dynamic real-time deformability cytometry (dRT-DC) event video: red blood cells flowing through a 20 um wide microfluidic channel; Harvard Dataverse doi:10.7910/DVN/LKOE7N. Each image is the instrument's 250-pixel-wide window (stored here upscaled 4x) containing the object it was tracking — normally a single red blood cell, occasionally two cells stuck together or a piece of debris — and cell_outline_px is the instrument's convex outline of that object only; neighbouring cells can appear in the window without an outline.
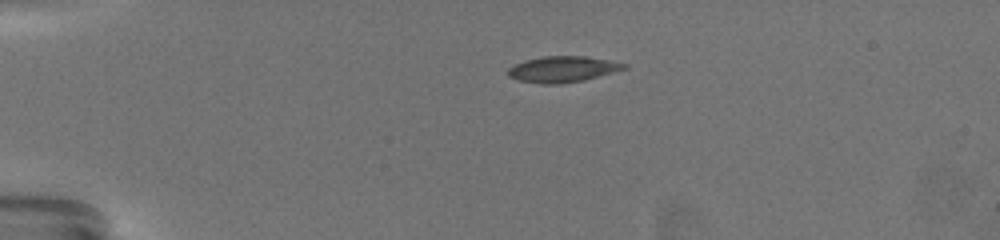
{"species": "common noctule bat (a hibernating species)", "species_latin": "Nyctalus noctula", "temperature_condition": "warm", "stored_images_in_passage": 48, "camera_frame_rate_fps": 3000, "um_per_image_px": 0.085, "animal": {"sex": "female", "body_mass_g": 19.5, "forearm_length_mm": 54.1}, "frame": {"image": 1, "passage_image": 1, "time_ms": 0.0, "image_size_px": [1000, 240], "cell_outline_px": [[628, 68], [584, 80], [560, 84], [540, 84], [520, 80], [508, 76], [508, 68], [524, 60], [544, 56], [584, 56], [608, 60], [628, 64]], "centroid_in_image_um": [47.83, 5.88], "position_along_channel_um": 37.2, "area_um2": 17.51}}
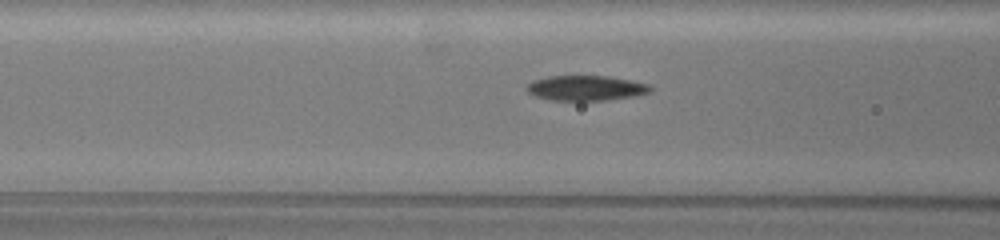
{"frame": {"image": 2, "passage_image": 13, "time_ms": 4.0, "image_size_px": [1000, 240], "cell_outline_px": [[652, 88], [648, 92], [632, 96], [604, 100], [552, 100], [536, 96], [528, 92], [528, 84], [536, 80], [548, 76], [608, 76], [648, 84]], "centroid_in_image_um": [49.79, 7.48], "position_along_channel_um": 116.8, "area_um2": 17.57}, "authors_computed_cell_mechanics": {"area_um2": 17.918, "velocity_mm_per_s": 3.4643, "shape_relaxation_time_tau1_ms": 6.609, "shape_relaxation_time_tau2_ms": 2.6506, "deformation_change_tau1": 0.1974, "deformation_change_tau2": 0.082}}